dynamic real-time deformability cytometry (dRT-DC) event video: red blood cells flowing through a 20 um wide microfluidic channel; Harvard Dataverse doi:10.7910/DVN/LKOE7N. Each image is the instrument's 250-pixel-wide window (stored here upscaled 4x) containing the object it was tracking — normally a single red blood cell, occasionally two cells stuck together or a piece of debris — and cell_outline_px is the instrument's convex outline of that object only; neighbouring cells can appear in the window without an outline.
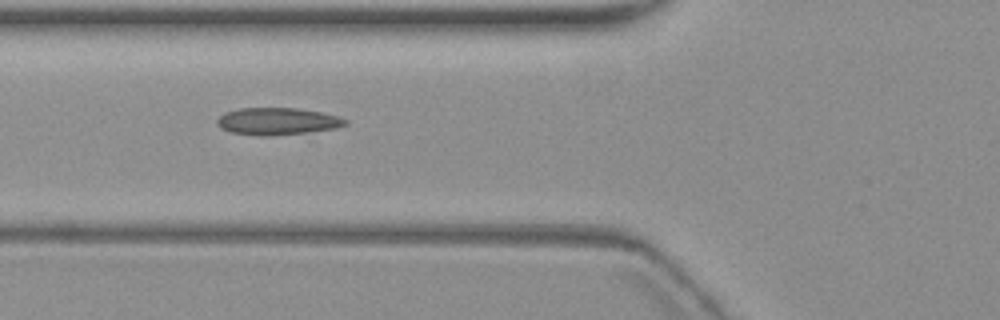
{"species": "common noctule bat (a hibernating species)", "species_latin": "Nyctalus noctula", "temperature_condition": "warm", "stored_images_in_passage": 3, "camera_frame_rate_fps": 3000, "um_per_image_px": 0.085, "animal": {"sex": "female", "body_mass_g": 19.3, "forearm_length_mm": 54.1}, "frame": {"image": 1, "passage_image": 3, "time_ms": 2.333, "image_size_px": [1000, 320], "cell_outline_px": [[348, 124], [336, 128], [308, 132], [272, 136], [260, 136], [232, 132], [220, 128], [216, 124], [216, 120], [224, 112], [240, 108], [296, 108], [320, 112], [336, 116], [348, 120]], "centroid_in_image_um": [23.55, 10.31], "position_along_channel_um": 102.2, "area_um2": 20.29}}